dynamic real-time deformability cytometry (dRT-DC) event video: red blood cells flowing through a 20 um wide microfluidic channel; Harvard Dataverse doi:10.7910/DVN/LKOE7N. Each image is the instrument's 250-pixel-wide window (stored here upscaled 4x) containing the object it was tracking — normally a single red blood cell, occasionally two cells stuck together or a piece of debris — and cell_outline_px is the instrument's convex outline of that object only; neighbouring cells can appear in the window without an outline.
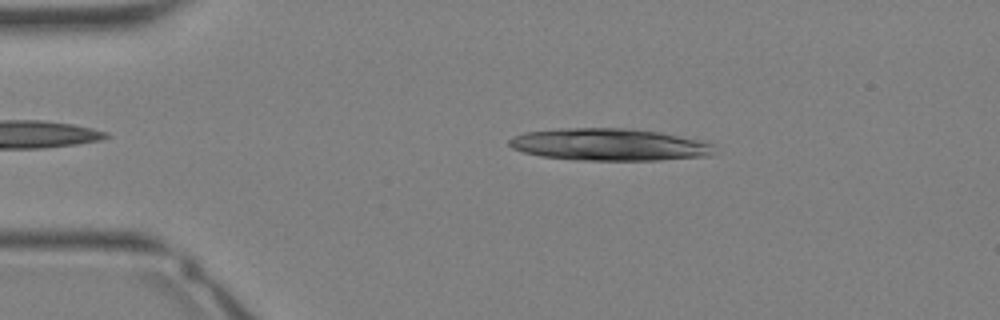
{"species": "Egyptian fruit bat (a non-hibernating species)", "species_latin": "Rousettus aegyptiacus", "temperature_condition": "warm", "stored_images_in_passage": 9, "camera_frame_rate_fps": 3000, "um_per_image_px": 0.085, "animal": {"sex": "female"}, "frame": {"image": 1, "passage_image": 6, "time_ms": 1.667, "image_size_px": [1000, 320], "cell_outline_px": [[712, 156], [660, 160], [576, 160], [540, 156], [524, 152], [512, 148], [508, 144], [508, 140], [512, 136], [524, 132], [556, 128], [628, 128], [660, 132], [704, 140], [712, 144]], "centroid_in_image_um": [51.77, 12.28], "position_along_channel_um": 33.2, "area_um2": 38.84}}